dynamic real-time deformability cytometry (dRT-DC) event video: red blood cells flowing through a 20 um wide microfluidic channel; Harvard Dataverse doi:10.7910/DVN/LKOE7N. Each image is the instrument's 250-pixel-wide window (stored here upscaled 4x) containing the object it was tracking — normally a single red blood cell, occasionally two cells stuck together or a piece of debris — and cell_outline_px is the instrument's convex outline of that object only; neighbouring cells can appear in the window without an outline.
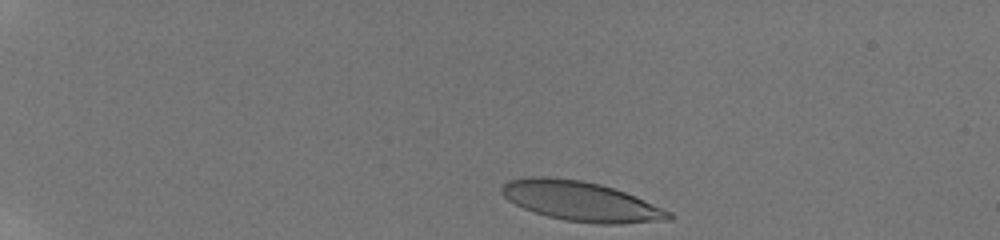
{"species": "human", "species_latin": "Homo sapiens", "temperature_condition": "room temperature", "stored_images_in_passage": 24, "camera_frame_rate_fps": 3000, "um_per_image_px": 0.085, "donor": {"sex": "male"}, "frame": {"image": 1, "passage_image": 1, "time_ms": 0.0, "image_size_px": [1000, 240], "cell_outline_px": [[676, 216], [672, 220], [620, 224], [596, 224], [564, 220], [548, 216], [524, 208], [508, 200], [500, 192], [500, 188], [508, 180], [528, 176], [548, 176], [580, 180], [600, 184], [624, 192], [672, 212]], "centroid_in_image_um": [49.38, 17.11], "position_along_channel_um": 35.6, "area_um2": 38.67}}
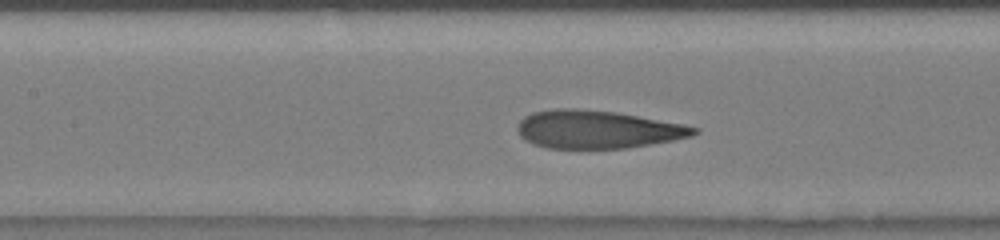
{"frame": {"image": 2, "passage_image": 17, "time_ms": 5.667, "image_size_px": [1000, 240], "cell_outline_px": [[700, 132], [692, 136], [672, 140], [624, 148], [548, 148], [532, 144], [524, 140], [520, 136], [516, 128], [520, 120], [524, 116], [532, 112], [552, 108], [576, 108], [616, 112], [684, 124], [700, 128]], "centroid_in_image_um": [50.74, 10.99], "position_along_channel_um": 156.7, "area_um2": 39.25}}
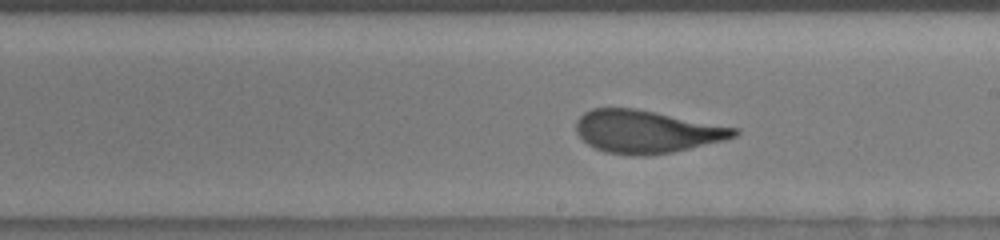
{"frame": {"image": 3, "passage_image": 22, "time_ms": 7.667, "image_size_px": [1000, 240], "cell_outline_px": [[740, 132], [736, 136], [724, 140], [672, 152], [648, 156], [644, 156], [604, 152], [588, 144], [576, 132], [576, 120], [584, 112], [592, 108], [636, 108], [740, 128]], "centroid_in_image_um": [54.97, 11.18], "position_along_channel_um": 234.0, "area_um2": 39.42}}